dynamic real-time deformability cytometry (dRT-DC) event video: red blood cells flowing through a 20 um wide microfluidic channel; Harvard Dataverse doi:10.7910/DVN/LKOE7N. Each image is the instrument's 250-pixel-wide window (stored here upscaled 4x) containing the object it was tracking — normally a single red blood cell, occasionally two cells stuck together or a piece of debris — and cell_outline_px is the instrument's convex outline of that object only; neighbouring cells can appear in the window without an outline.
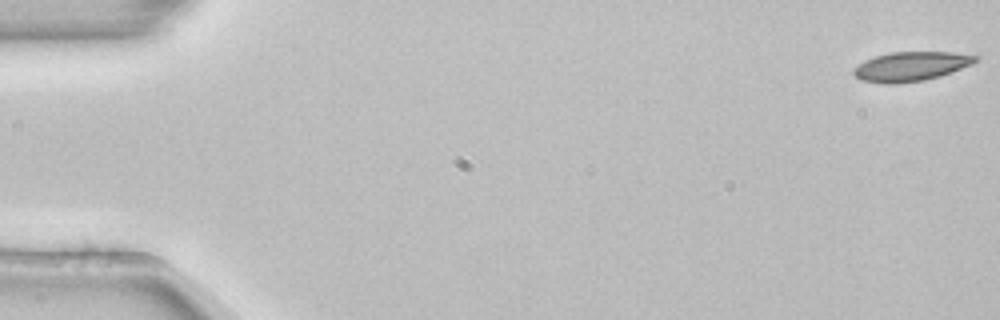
{"species": "common noctule bat (a hibernating species)", "species_latin": "Nyctalus noctula", "temperature_condition": "room temperature", "stored_images_in_passage": 55, "camera_frame_rate_fps": 3000, "um_per_image_px": 0.085, "animal": {"sex": "female", "body_mass_g": 22.7, "forearm_length_mm": 54.2}, "frame": {"image": 1, "passage_image": 1, "time_ms": 0.0, "image_size_px": [1000, 320], "cell_outline_px": [[980, 56], [972, 64], [952, 72], [940, 76], [924, 80], [896, 84], [880, 84], [860, 80], [852, 72], [852, 68], [864, 60], [888, 52], [952, 52]], "centroid_in_image_um": [77.38, 5.65], "position_along_channel_um": 7.6, "area_um2": 21.04}}
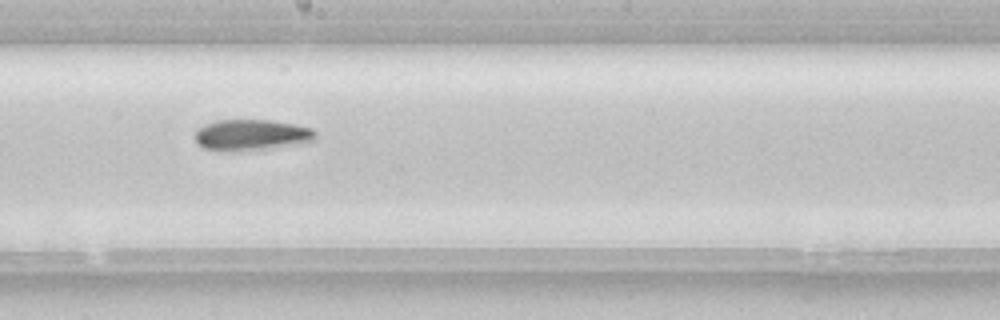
{"frame": {"image": 2, "passage_image": 30, "time_ms": 9.667, "image_size_px": [1000, 320], "cell_outline_px": [[316, 140], [304, 144], [268, 148], [204, 148], [192, 136], [196, 128], [204, 124], [216, 120], [268, 120], [296, 124], [312, 128], [316, 132]], "centroid_in_image_um": [21.44, 11.42], "position_along_channel_um": 226.8, "area_um2": 21.27}}
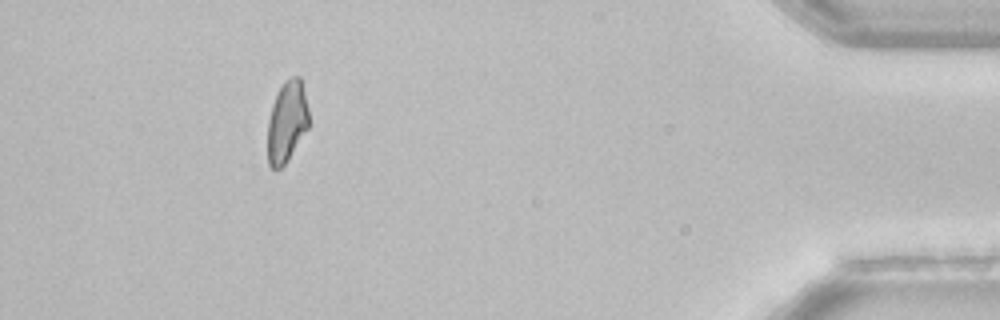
{"frame": {"image": 3, "passage_image": 49, "time_ms": 16.0, "image_size_px": [1000, 320], "cell_outline_px": [[308, 128], [288, 160], [276, 172], [268, 164], [268, 120], [272, 104], [284, 80], [292, 76], [300, 76], [308, 108]], "centroid_in_image_um": [24.38, 10.36], "position_along_channel_um": 410.8, "area_um2": 19.48}}